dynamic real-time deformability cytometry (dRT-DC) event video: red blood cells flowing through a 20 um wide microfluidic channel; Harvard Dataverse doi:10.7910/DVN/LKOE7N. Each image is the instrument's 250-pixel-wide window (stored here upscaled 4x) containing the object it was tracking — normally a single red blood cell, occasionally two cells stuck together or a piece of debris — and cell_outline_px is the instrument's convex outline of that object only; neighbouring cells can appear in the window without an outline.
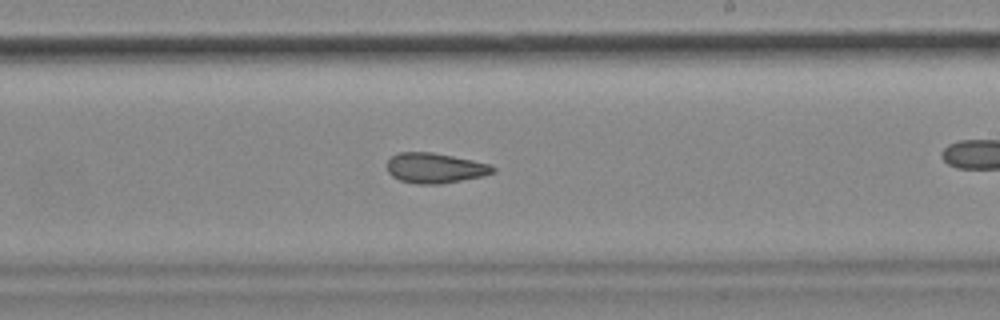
{"species": "common noctule bat (a hibernating species)", "species_latin": "Nyctalus noctula", "temperature_condition": "cold", "stored_images_in_passage": 44, "camera_frame_rate_fps": 3000, "um_per_image_px": 0.085, "animal": {"sex": "female", "body_mass_g": 18.4}, "frame": {"image": 1, "passage_image": 32, "time_ms": 10.333, "image_size_px": [1000, 320], "cell_outline_px": [[496, 172], [480, 176], [440, 184], [416, 184], [400, 180], [392, 176], [388, 172], [388, 160], [392, 156], [400, 152], [432, 152], [492, 164], [496, 168]], "centroid_in_image_um": [36.99, 14.28], "position_along_channel_um": 252.0, "area_um2": 18.5}}